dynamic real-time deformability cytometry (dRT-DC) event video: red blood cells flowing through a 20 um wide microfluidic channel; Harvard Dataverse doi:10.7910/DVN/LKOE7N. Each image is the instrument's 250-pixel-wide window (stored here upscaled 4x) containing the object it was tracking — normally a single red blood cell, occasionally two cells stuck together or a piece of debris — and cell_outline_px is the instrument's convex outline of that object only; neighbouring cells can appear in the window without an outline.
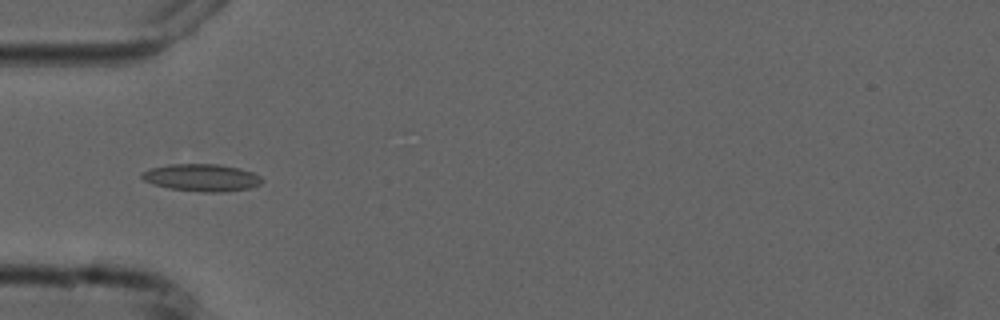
{"species": "common noctule bat (a hibernating species)", "species_latin": "Nyctalus noctula", "temperature_condition": "cold", "stored_images_in_passage": 8, "camera_frame_rate_fps": 3000, "um_per_image_px": 0.085, "animal": {"sex": "male", "forearm_length_mm": 52.5}, "frame": {"image": 1, "passage_image": 6, "time_ms": 5.667, "image_size_px": [1000, 320], "cell_outline_px": [[264, 180], [260, 184], [248, 188], [224, 192], [204, 192], [168, 188], [152, 184], [144, 180], [140, 176], [140, 172], [148, 168], [168, 164], [220, 164], [240, 168], [252, 172], [260, 176]], "centroid_in_image_um": [17.1, 15.09], "position_along_channel_um": 67.9, "area_um2": 19.31}}
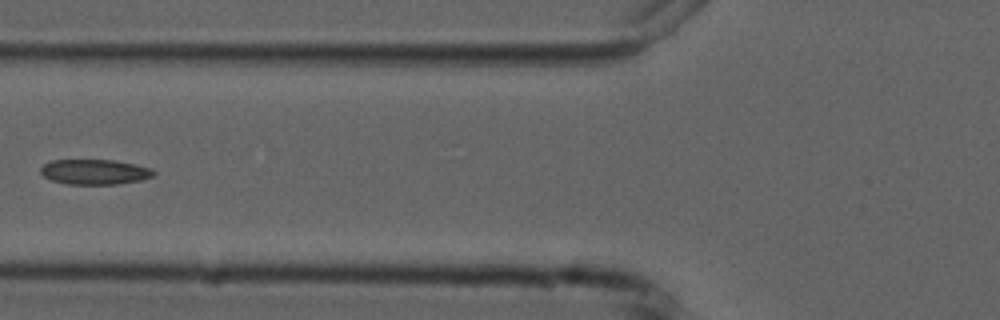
{"frame": {"image": 2, "passage_image": 7, "time_ms": 7.0, "image_size_px": [1000, 320], "cell_outline_px": [[156, 172], [152, 176], [140, 180], [116, 184], [68, 184], [52, 180], [44, 176], [40, 172], [40, 168], [44, 164], [52, 160], [112, 160], [152, 168]], "centroid_in_image_um": [8.03, 14.61], "position_along_channel_um": 117.8, "area_um2": 16.36}}
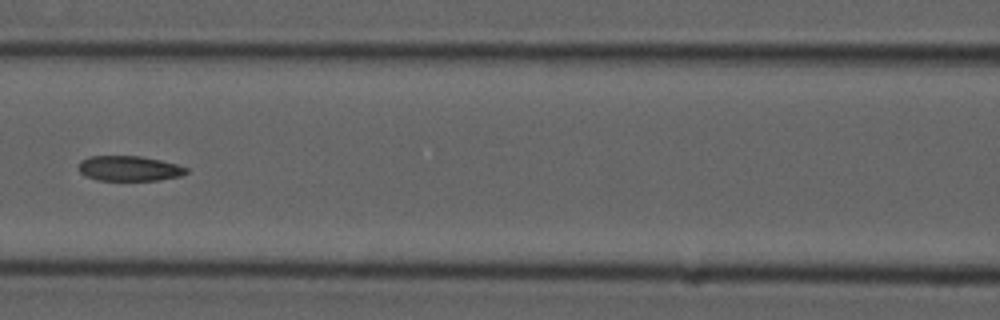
{"frame": {"image": 3, "passage_image": 8, "time_ms": 8.0, "image_size_px": [1000, 320], "cell_outline_px": [[188, 172], [180, 176], [160, 180], [100, 180], [84, 176], [80, 172], [80, 160], [88, 156], [140, 156], [160, 160], [176, 164], [188, 168]], "centroid_in_image_um": [10.98, 14.31], "position_along_channel_um": 155.6, "area_um2": 15.72}}